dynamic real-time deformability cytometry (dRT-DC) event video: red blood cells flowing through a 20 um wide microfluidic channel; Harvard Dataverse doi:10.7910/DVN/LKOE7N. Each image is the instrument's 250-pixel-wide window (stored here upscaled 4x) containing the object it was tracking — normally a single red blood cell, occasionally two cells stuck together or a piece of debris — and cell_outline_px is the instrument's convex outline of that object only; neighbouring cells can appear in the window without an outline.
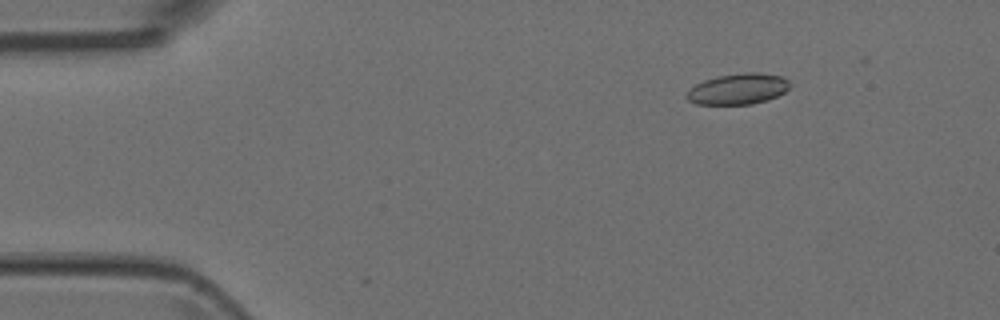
{"species": "Egyptian fruit bat (a non-hibernating species)", "species_latin": "Rousettus aegyptiacus", "temperature_condition": "room temperature", "stored_images_in_passage": 6, "camera_frame_rate_fps": 3000, "um_per_image_px": 0.085, "animal": {"sex": "female"}, "frame": {"image": 1, "passage_image": 2, "time_ms": 0.333, "image_size_px": [1000, 320], "cell_outline_px": [[788, 88], [784, 92], [768, 100], [752, 104], [696, 104], [688, 100], [684, 96], [696, 84], [704, 80], [720, 76], [744, 72], [760, 72], [784, 76], [788, 80]], "centroid_in_image_um": [62.75, 7.56], "position_along_channel_um": 22.3, "area_um2": 18.5}}
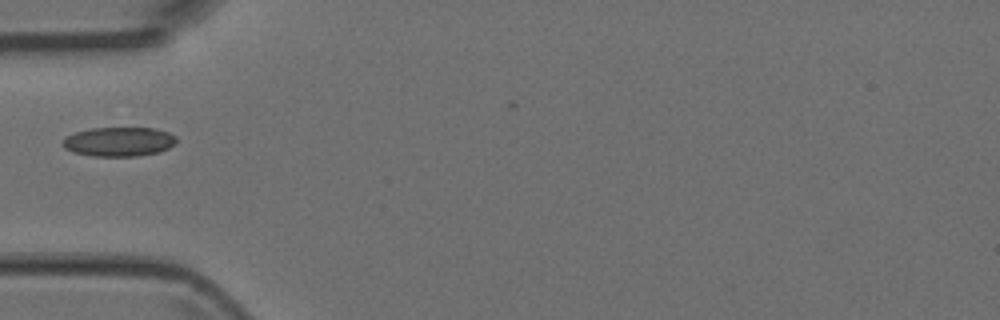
{"frame": {"image": 2, "passage_image": 5, "time_ms": 1.333, "image_size_px": [1000, 320], "cell_outline_px": [[176, 144], [160, 152], [136, 156], [92, 156], [72, 152], [64, 148], [60, 144], [68, 136], [76, 132], [92, 128], [156, 128], [168, 132], [176, 136]], "centroid_in_image_um": [10.12, 12.05], "position_along_channel_um": 74.9, "area_um2": 19.48}}